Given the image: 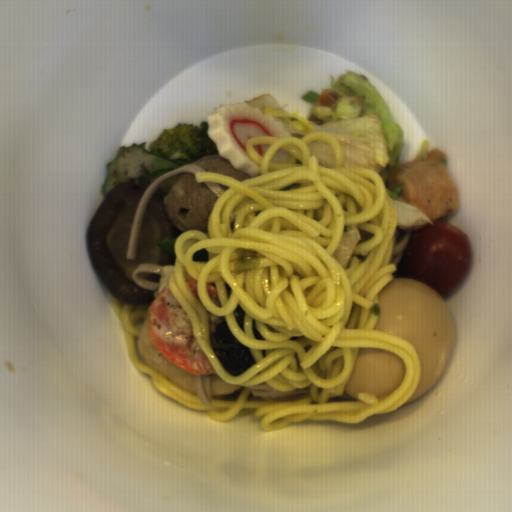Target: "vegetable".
I'll return each instance as SVG.
<instances>
[{
	"mask_svg": "<svg viewBox=\"0 0 512 512\" xmlns=\"http://www.w3.org/2000/svg\"><path fill=\"white\" fill-rule=\"evenodd\" d=\"M330 86L342 93L333 106H320V94L306 91L302 100L311 107L309 113L322 125L298 115L289 114L270 93L246 102L252 109L273 121L300 140L308 133L324 131L333 135L342 148L344 167L370 168L385 184L402 157L403 132L379 90L363 74L349 70L336 81L329 76Z\"/></svg>",
	"mask_w": 512,
	"mask_h": 512,
	"instance_id": "vegetable-1",
	"label": "vegetable"
},
{
	"mask_svg": "<svg viewBox=\"0 0 512 512\" xmlns=\"http://www.w3.org/2000/svg\"><path fill=\"white\" fill-rule=\"evenodd\" d=\"M402 184L395 187L394 191H389V195L392 197L397 216L398 226L403 230H417L423 225L430 222H437V219H431L418 207L413 206L403 201L401 197Z\"/></svg>",
	"mask_w": 512,
	"mask_h": 512,
	"instance_id": "vegetable-2",
	"label": "vegetable"
},
{
	"mask_svg": "<svg viewBox=\"0 0 512 512\" xmlns=\"http://www.w3.org/2000/svg\"><path fill=\"white\" fill-rule=\"evenodd\" d=\"M174 268H175V264H169V265H164L163 266V268H162V270L160 272L158 286L154 290V294H153L154 299L158 296V294L165 287L170 286V278H171V276L173 274Z\"/></svg>",
	"mask_w": 512,
	"mask_h": 512,
	"instance_id": "vegetable-3",
	"label": "vegetable"
},
{
	"mask_svg": "<svg viewBox=\"0 0 512 512\" xmlns=\"http://www.w3.org/2000/svg\"><path fill=\"white\" fill-rule=\"evenodd\" d=\"M154 242L157 247L176 256L175 240H173L172 238H164L160 240H155Z\"/></svg>",
	"mask_w": 512,
	"mask_h": 512,
	"instance_id": "vegetable-4",
	"label": "vegetable"
}]
</instances>
